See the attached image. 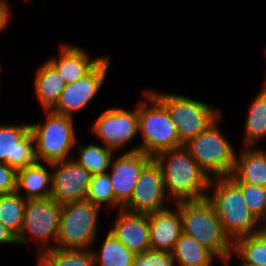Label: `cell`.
Segmentation results:
<instances>
[{
	"mask_svg": "<svg viewBox=\"0 0 266 266\" xmlns=\"http://www.w3.org/2000/svg\"><path fill=\"white\" fill-rule=\"evenodd\" d=\"M154 159L161 167L165 191L172 203L206 198L211 179L184 146L163 151Z\"/></svg>",
	"mask_w": 266,
	"mask_h": 266,
	"instance_id": "6da1fadb",
	"label": "cell"
},
{
	"mask_svg": "<svg viewBox=\"0 0 266 266\" xmlns=\"http://www.w3.org/2000/svg\"><path fill=\"white\" fill-rule=\"evenodd\" d=\"M180 210L182 232L212 251L229 266L234 242L225 233L221 221L207 198L174 203Z\"/></svg>",
	"mask_w": 266,
	"mask_h": 266,
	"instance_id": "7a4b0ae2",
	"label": "cell"
},
{
	"mask_svg": "<svg viewBox=\"0 0 266 266\" xmlns=\"http://www.w3.org/2000/svg\"><path fill=\"white\" fill-rule=\"evenodd\" d=\"M208 190L212 192L206 198L233 242L264 228L246 205L241 189L229 177L212 178Z\"/></svg>",
	"mask_w": 266,
	"mask_h": 266,
	"instance_id": "3957f363",
	"label": "cell"
},
{
	"mask_svg": "<svg viewBox=\"0 0 266 266\" xmlns=\"http://www.w3.org/2000/svg\"><path fill=\"white\" fill-rule=\"evenodd\" d=\"M145 100L138 103L139 136L142 143L127 150L138 151L154 158L159 153L184 146L177 133L167 108L148 90Z\"/></svg>",
	"mask_w": 266,
	"mask_h": 266,
	"instance_id": "277c9868",
	"label": "cell"
},
{
	"mask_svg": "<svg viewBox=\"0 0 266 266\" xmlns=\"http://www.w3.org/2000/svg\"><path fill=\"white\" fill-rule=\"evenodd\" d=\"M44 121L30 123L38 162L56 163L72 159L76 144L75 123L71 116L43 110Z\"/></svg>",
	"mask_w": 266,
	"mask_h": 266,
	"instance_id": "5b68a950",
	"label": "cell"
},
{
	"mask_svg": "<svg viewBox=\"0 0 266 266\" xmlns=\"http://www.w3.org/2000/svg\"><path fill=\"white\" fill-rule=\"evenodd\" d=\"M222 114L184 147L210 179L229 177L235 167L236 150L220 129Z\"/></svg>",
	"mask_w": 266,
	"mask_h": 266,
	"instance_id": "8992f818",
	"label": "cell"
},
{
	"mask_svg": "<svg viewBox=\"0 0 266 266\" xmlns=\"http://www.w3.org/2000/svg\"><path fill=\"white\" fill-rule=\"evenodd\" d=\"M148 90L167 108L183 145L205 131L222 112L219 107L184 95Z\"/></svg>",
	"mask_w": 266,
	"mask_h": 266,
	"instance_id": "52a82bcc",
	"label": "cell"
},
{
	"mask_svg": "<svg viewBox=\"0 0 266 266\" xmlns=\"http://www.w3.org/2000/svg\"><path fill=\"white\" fill-rule=\"evenodd\" d=\"M99 209L87 200L63 204L56 249H91L98 234Z\"/></svg>",
	"mask_w": 266,
	"mask_h": 266,
	"instance_id": "ba28073f",
	"label": "cell"
},
{
	"mask_svg": "<svg viewBox=\"0 0 266 266\" xmlns=\"http://www.w3.org/2000/svg\"><path fill=\"white\" fill-rule=\"evenodd\" d=\"M61 212L62 205L52 198L27 200L18 243L26 245L34 238L37 254L56 249Z\"/></svg>",
	"mask_w": 266,
	"mask_h": 266,
	"instance_id": "9c48e42d",
	"label": "cell"
},
{
	"mask_svg": "<svg viewBox=\"0 0 266 266\" xmlns=\"http://www.w3.org/2000/svg\"><path fill=\"white\" fill-rule=\"evenodd\" d=\"M91 131L117 153L139 135L138 105L133 110L109 108L93 122Z\"/></svg>",
	"mask_w": 266,
	"mask_h": 266,
	"instance_id": "30bf717a",
	"label": "cell"
},
{
	"mask_svg": "<svg viewBox=\"0 0 266 266\" xmlns=\"http://www.w3.org/2000/svg\"><path fill=\"white\" fill-rule=\"evenodd\" d=\"M160 165L153 158L142 170L129 201L122 210L150 214L167 208L169 202Z\"/></svg>",
	"mask_w": 266,
	"mask_h": 266,
	"instance_id": "8fae6325",
	"label": "cell"
},
{
	"mask_svg": "<svg viewBox=\"0 0 266 266\" xmlns=\"http://www.w3.org/2000/svg\"><path fill=\"white\" fill-rule=\"evenodd\" d=\"M110 57L105 58L84 78L66 85L60 94L53 112L66 116L82 111L90 101H93L102 87L110 66Z\"/></svg>",
	"mask_w": 266,
	"mask_h": 266,
	"instance_id": "7c38bea8",
	"label": "cell"
},
{
	"mask_svg": "<svg viewBox=\"0 0 266 266\" xmlns=\"http://www.w3.org/2000/svg\"><path fill=\"white\" fill-rule=\"evenodd\" d=\"M44 164L53 169L50 198L61 205L86 200L92 175L84 167L73 159Z\"/></svg>",
	"mask_w": 266,
	"mask_h": 266,
	"instance_id": "4fadbf2b",
	"label": "cell"
},
{
	"mask_svg": "<svg viewBox=\"0 0 266 266\" xmlns=\"http://www.w3.org/2000/svg\"><path fill=\"white\" fill-rule=\"evenodd\" d=\"M0 162L6 163L16 171L37 162L34 137L30 124H0Z\"/></svg>",
	"mask_w": 266,
	"mask_h": 266,
	"instance_id": "5bb4252c",
	"label": "cell"
},
{
	"mask_svg": "<svg viewBox=\"0 0 266 266\" xmlns=\"http://www.w3.org/2000/svg\"><path fill=\"white\" fill-rule=\"evenodd\" d=\"M114 158L111 161L108 173L111 178L115 200L123 207L131 198L143 168L153 158L140 150L126 151Z\"/></svg>",
	"mask_w": 266,
	"mask_h": 266,
	"instance_id": "9a60e30c",
	"label": "cell"
},
{
	"mask_svg": "<svg viewBox=\"0 0 266 266\" xmlns=\"http://www.w3.org/2000/svg\"><path fill=\"white\" fill-rule=\"evenodd\" d=\"M110 232L135 254L151 249L148 214L119 210Z\"/></svg>",
	"mask_w": 266,
	"mask_h": 266,
	"instance_id": "2e32d148",
	"label": "cell"
},
{
	"mask_svg": "<svg viewBox=\"0 0 266 266\" xmlns=\"http://www.w3.org/2000/svg\"><path fill=\"white\" fill-rule=\"evenodd\" d=\"M59 46L58 57H52L48 61L56 68L66 85L84 78L105 58V55L91 58L78 45L62 43Z\"/></svg>",
	"mask_w": 266,
	"mask_h": 266,
	"instance_id": "e0dca14e",
	"label": "cell"
},
{
	"mask_svg": "<svg viewBox=\"0 0 266 266\" xmlns=\"http://www.w3.org/2000/svg\"><path fill=\"white\" fill-rule=\"evenodd\" d=\"M150 246L152 250L172 252L182 234V218L179 208L167 207L148 214Z\"/></svg>",
	"mask_w": 266,
	"mask_h": 266,
	"instance_id": "ac0fdd59",
	"label": "cell"
},
{
	"mask_svg": "<svg viewBox=\"0 0 266 266\" xmlns=\"http://www.w3.org/2000/svg\"><path fill=\"white\" fill-rule=\"evenodd\" d=\"M229 178L234 183H249L266 187V150L243 147L236 153L235 167Z\"/></svg>",
	"mask_w": 266,
	"mask_h": 266,
	"instance_id": "d6986e66",
	"label": "cell"
},
{
	"mask_svg": "<svg viewBox=\"0 0 266 266\" xmlns=\"http://www.w3.org/2000/svg\"><path fill=\"white\" fill-rule=\"evenodd\" d=\"M49 171L38 161L17 171L16 191L26 200L50 198L52 171Z\"/></svg>",
	"mask_w": 266,
	"mask_h": 266,
	"instance_id": "ffe728a7",
	"label": "cell"
},
{
	"mask_svg": "<svg viewBox=\"0 0 266 266\" xmlns=\"http://www.w3.org/2000/svg\"><path fill=\"white\" fill-rule=\"evenodd\" d=\"M34 77L35 97L43 110H51L66 87L64 80L48 60L39 66Z\"/></svg>",
	"mask_w": 266,
	"mask_h": 266,
	"instance_id": "44dd1931",
	"label": "cell"
},
{
	"mask_svg": "<svg viewBox=\"0 0 266 266\" xmlns=\"http://www.w3.org/2000/svg\"><path fill=\"white\" fill-rule=\"evenodd\" d=\"M252 100L244 124V147H256L266 137V88L263 86Z\"/></svg>",
	"mask_w": 266,
	"mask_h": 266,
	"instance_id": "7402d4cb",
	"label": "cell"
},
{
	"mask_svg": "<svg viewBox=\"0 0 266 266\" xmlns=\"http://www.w3.org/2000/svg\"><path fill=\"white\" fill-rule=\"evenodd\" d=\"M172 253L178 266H212L214 260H218L212 251L183 232L176 241Z\"/></svg>",
	"mask_w": 266,
	"mask_h": 266,
	"instance_id": "603a6c76",
	"label": "cell"
},
{
	"mask_svg": "<svg viewBox=\"0 0 266 266\" xmlns=\"http://www.w3.org/2000/svg\"><path fill=\"white\" fill-rule=\"evenodd\" d=\"M233 254L242 260L239 266H266V227L234 241Z\"/></svg>",
	"mask_w": 266,
	"mask_h": 266,
	"instance_id": "cb8c5ba5",
	"label": "cell"
},
{
	"mask_svg": "<svg viewBox=\"0 0 266 266\" xmlns=\"http://www.w3.org/2000/svg\"><path fill=\"white\" fill-rule=\"evenodd\" d=\"M106 234L101 249L91 248L95 266H132L136 254L118 240L110 230Z\"/></svg>",
	"mask_w": 266,
	"mask_h": 266,
	"instance_id": "d4e9b609",
	"label": "cell"
},
{
	"mask_svg": "<svg viewBox=\"0 0 266 266\" xmlns=\"http://www.w3.org/2000/svg\"><path fill=\"white\" fill-rule=\"evenodd\" d=\"M78 158L72 159L80 166L84 167L91 175L103 174L109 171L113 153L115 151L100 144L89 143L84 147L77 146Z\"/></svg>",
	"mask_w": 266,
	"mask_h": 266,
	"instance_id": "484cf974",
	"label": "cell"
},
{
	"mask_svg": "<svg viewBox=\"0 0 266 266\" xmlns=\"http://www.w3.org/2000/svg\"><path fill=\"white\" fill-rule=\"evenodd\" d=\"M37 255L36 266H95L91 249H52Z\"/></svg>",
	"mask_w": 266,
	"mask_h": 266,
	"instance_id": "4316f807",
	"label": "cell"
},
{
	"mask_svg": "<svg viewBox=\"0 0 266 266\" xmlns=\"http://www.w3.org/2000/svg\"><path fill=\"white\" fill-rule=\"evenodd\" d=\"M26 202L27 200L17 191L0 194V223L17 237L23 225Z\"/></svg>",
	"mask_w": 266,
	"mask_h": 266,
	"instance_id": "83f0119b",
	"label": "cell"
},
{
	"mask_svg": "<svg viewBox=\"0 0 266 266\" xmlns=\"http://www.w3.org/2000/svg\"><path fill=\"white\" fill-rule=\"evenodd\" d=\"M86 200L100 208L106 204L108 208L110 206L117 211L122 209V206L115 200L112 182L108 172L91 176Z\"/></svg>",
	"mask_w": 266,
	"mask_h": 266,
	"instance_id": "f1b7e54d",
	"label": "cell"
},
{
	"mask_svg": "<svg viewBox=\"0 0 266 266\" xmlns=\"http://www.w3.org/2000/svg\"><path fill=\"white\" fill-rule=\"evenodd\" d=\"M235 184L241 189L244 201L251 213L266 227V187L249 183Z\"/></svg>",
	"mask_w": 266,
	"mask_h": 266,
	"instance_id": "f546056e",
	"label": "cell"
},
{
	"mask_svg": "<svg viewBox=\"0 0 266 266\" xmlns=\"http://www.w3.org/2000/svg\"><path fill=\"white\" fill-rule=\"evenodd\" d=\"M132 266H178V264L172 252L149 249L136 254Z\"/></svg>",
	"mask_w": 266,
	"mask_h": 266,
	"instance_id": "4dcf8cb0",
	"label": "cell"
},
{
	"mask_svg": "<svg viewBox=\"0 0 266 266\" xmlns=\"http://www.w3.org/2000/svg\"><path fill=\"white\" fill-rule=\"evenodd\" d=\"M17 171L6 163L0 162V194L16 191Z\"/></svg>",
	"mask_w": 266,
	"mask_h": 266,
	"instance_id": "1f68e13d",
	"label": "cell"
},
{
	"mask_svg": "<svg viewBox=\"0 0 266 266\" xmlns=\"http://www.w3.org/2000/svg\"><path fill=\"white\" fill-rule=\"evenodd\" d=\"M7 0H0V33L6 30L8 27L9 21L12 18V13Z\"/></svg>",
	"mask_w": 266,
	"mask_h": 266,
	"instance_id": "d6a6232c",
	"label": "cell"
},
{
	"mask_svg": "<svg viewBox=\"0 0 266 266\" xmlns=\"http://www.w3.org/2000/svg\"><path fill=\"white\" fill-rule=\"evenodd\" d=\"M0 244L19 245L17 236L2 223H0Z\"/></svg>",
	"mask_w": 266,
	"mask_h": 266,
	"instance_id": "836d02e7",
	"label": "cell"
}]
</instances>
